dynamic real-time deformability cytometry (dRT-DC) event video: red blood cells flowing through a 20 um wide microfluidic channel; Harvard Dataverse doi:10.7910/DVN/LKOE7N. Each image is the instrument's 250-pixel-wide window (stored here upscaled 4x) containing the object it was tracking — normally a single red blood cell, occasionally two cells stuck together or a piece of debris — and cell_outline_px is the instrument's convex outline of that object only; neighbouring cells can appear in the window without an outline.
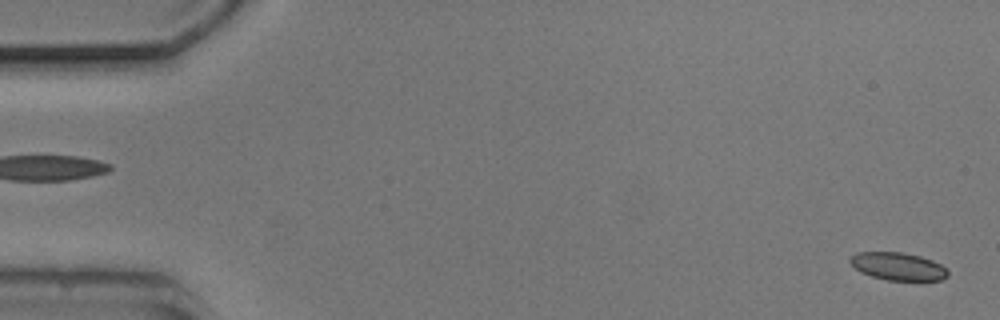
{"species": "common noctule bat (a hibernating species)", "species_latin": "Nyctalus noctula", "temperature_condition": "cold", "stored_images_in_passage": 46, "camera_frame_rate_fps": 3000, "um_per_image_px": 0.085, "animal": {"sex": "male", "body_mass_g": 20.5, "forearm_length_mm": 52.5}, "frame": {"image": 1, "passage_image": 1, "time_ms": 0.0, "image_size_px": [1000, 320], "cell_outline_px": [[948, 276], [940, 280], [888, 280], [872, 276], [860, 272], [848, 260], [856, 252], [904, 252], [920, 256], [932, 260], [948, 268]], "centroid_in_image_um": [76.35, 22.63], "position_along_channel_um": 8.7, "area_um2": 15.78}}
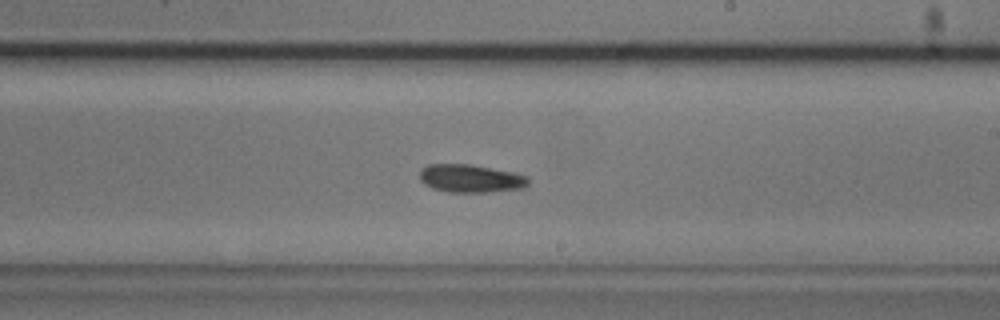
{"frame": {"image": 2, "passage_image": 31, "time_ms": 10.0, "image_size_px": [1000, 320], "cell_outline_px": [[528, 184], [524, 188], [488, 192], [448, 192], [432, 188], [424, 184], [420, 180], [420, 168], [428, 164], [472, 164], [516, 172], [528, 176]], "centroid_in_image_um": [40.01, 15.16], "position_along_channel_um": 249.0, "area_um2": 18.03}}
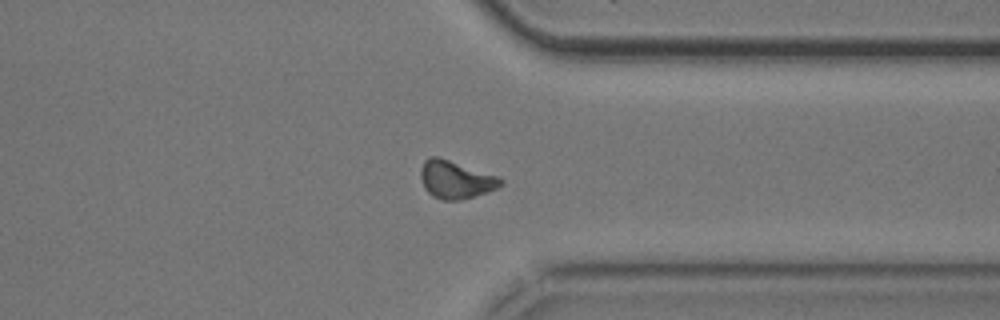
{"frame": {"image": 3, "passage_image": 41, "time_ms": 13.333, "image_size_px": [1000, 320], "cell_outline_px": [[504, 184], [488, 192], [460, 200], [444, 200], [432, 196], [424, 188], [420, 176], [420, 168], [424, 160], [428, 156], [436, 156], [500, 176], [504, 180]], "centroid_in_image_um": [38.74, 15.26], "position_along_channel_um": 372.7, "area_um2": 17.8}, "authors_computed_cell_mechanics": {"area_um2": 17.2244, "velocity_mm_per_s": 3.7758, "shape_relaxation_time_tau1_ms": 6.5915, "shape_relaxation_time_tau2_ms": null, "deformation_change_tau1": 0.145, "deformation_change_tau2": null}}